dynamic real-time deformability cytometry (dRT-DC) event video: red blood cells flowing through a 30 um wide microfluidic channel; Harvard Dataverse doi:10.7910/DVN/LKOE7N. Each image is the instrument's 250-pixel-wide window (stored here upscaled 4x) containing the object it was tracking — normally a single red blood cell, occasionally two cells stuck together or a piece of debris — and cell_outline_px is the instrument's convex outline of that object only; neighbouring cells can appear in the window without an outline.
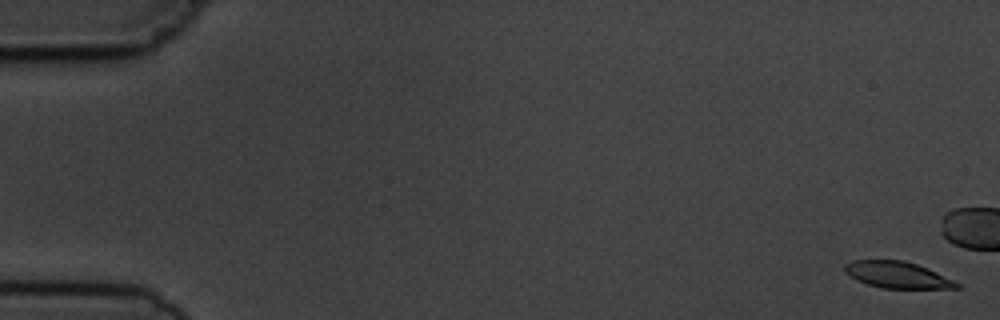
{"species": "common noctule bat (a hibernating species)", "species_latin": "Nyctalus noctula", "temperature_condition": "cold", "stored_images_in_passage": 8, "camera_frame_rate_fps": 3000, "um_per_image_px": 0.085, "animal": {"sex": "male", "body_mass_g": 19.5, "forearm_length_mm": 54.6}, "frame": {"image": 1, "passage_image": 1, "time_ms": 0.0, "image_size_px": [1000, 320], "cell_outline_px": [[960, 288], [884, 288], [868, 284], [856, 280], [844, 272], [844, 264], [852, 260], [904, 260], [928, 268], [960, 284]], "centroid_in_image_um": [76.23, 23.35], "position_along_channel_um": 8.8, "area_um2": 17.17}}
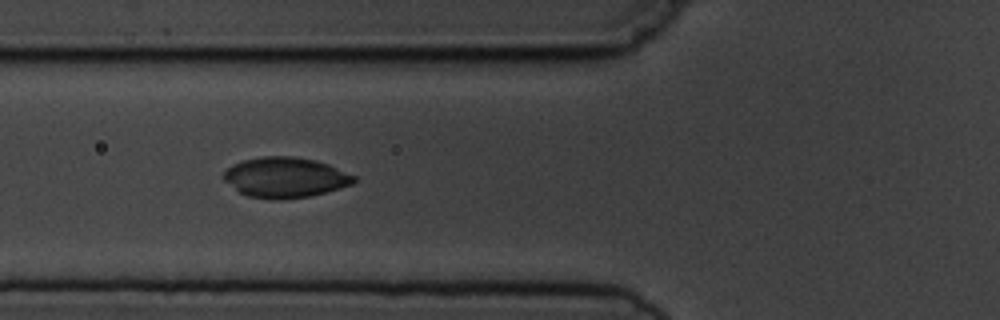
{"frame": {"image": 2, "passage_image": 7, "time_ms": 7.667, "image_size_px": [1000, 320], "cell_outline_px": [[356, 180], [352, 184], [340, 188], [308, 196], [276, 200], [272, 200], [248, 196], [240, 192], [224, 180], [224, 172], [232, 164], [244, 160], [264, 156], [292, 156], [316, 160], [328, 164], [356, 176]], "centroid_in_image_um": [24.25, 15.08], "position_along_channel_um": 101.6, "area_um2": 30.4}}
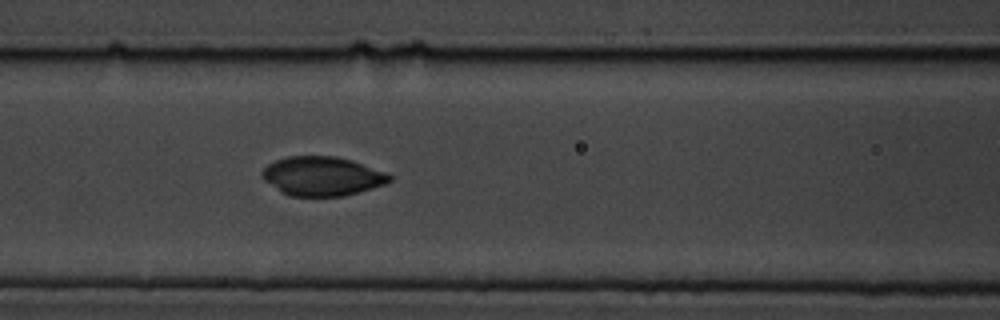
{"frame": {"image": 3, "passage_image": 8, "time_ms": 8.667, "image_size_px": [1000, 320], "cell_outline_px": [[392, 180], [384, 184], [372, 188], [344, 196], [288, 196], [280, 192], [264, 180], [260, 172], [268, 164], [276, 160], [288, 156], [336, 156], [352, 160], [388, 172], [392, 176]], "centroid_in_image_um": [27.39, 14.97], "position_along_channel_um": 139.2, "area_um2": 29.25}}